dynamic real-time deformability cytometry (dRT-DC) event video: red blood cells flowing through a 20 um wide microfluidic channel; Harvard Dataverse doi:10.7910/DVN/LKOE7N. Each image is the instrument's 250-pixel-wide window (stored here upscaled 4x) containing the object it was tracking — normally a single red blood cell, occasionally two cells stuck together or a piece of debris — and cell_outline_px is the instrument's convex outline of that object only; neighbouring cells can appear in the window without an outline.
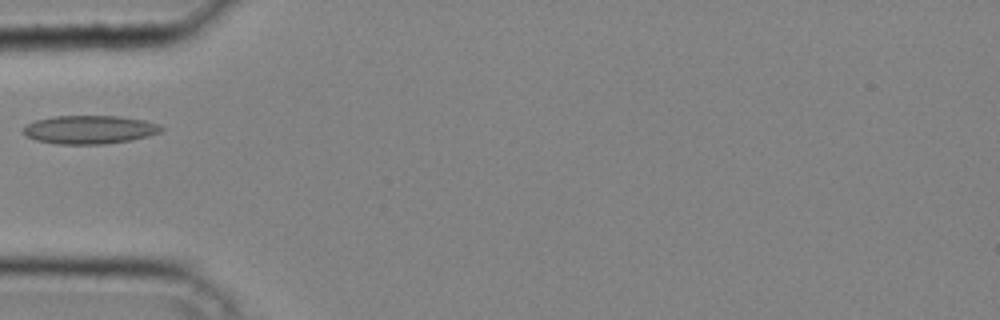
{"species": "common noctule bat (a hibernating species)", "species_latin": "Nyctalus noctula", "temperature_condition": "cold", "stored_images_in_passage": 24, "camera_frame_rate_fps": 3000, "um_per_image_px": 0.085, "animal": {"sex": "male", "body_mass_g": 20.4}, "frame": {"image": 1, "passage_image": 1, "time_ms": 0.0, "image_size_px": [1000, 320], "cell_outline_px": [[164, 128], [160, 132], [148, 136], [132, 140], [104, 144], [56, 144], [36, 140], [20, 132], [28, 124], [36, 120], [52, 116], [120, 116], [144, 120], [160, 124]], "centroid_in_image_um": [7.63, 11.02], "position_along_channel_um": 77.4, "area_um2": 22.95}}
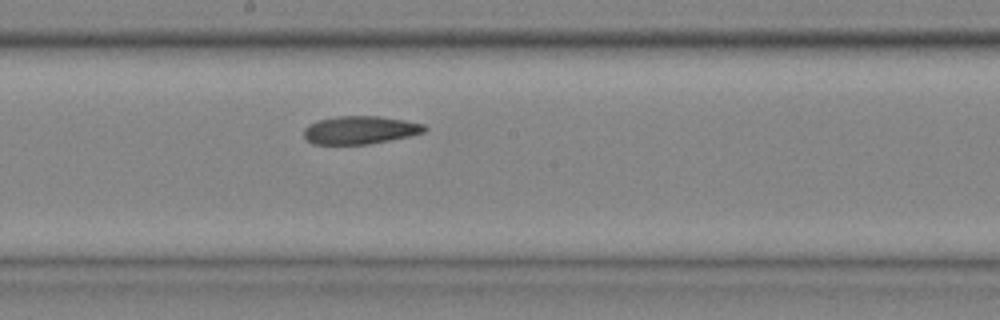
{"frame": {"image": 2, "passage_image": 10, "time_ms": 3.0, "image_size_px": [1000, 320], "cell_outline_px": [[428, 128], [424, 132], [408, 136], [368, 144], [312, 144], [304, 136], [304, 128], [308, 124], [320, 120], [336, 116], [380, 116], [404, 120], [424, 124]], "centroid_in_image_um": [30.6, 11.04], "position_along_channel_um": 217.6, "area_um2": 19.59}}
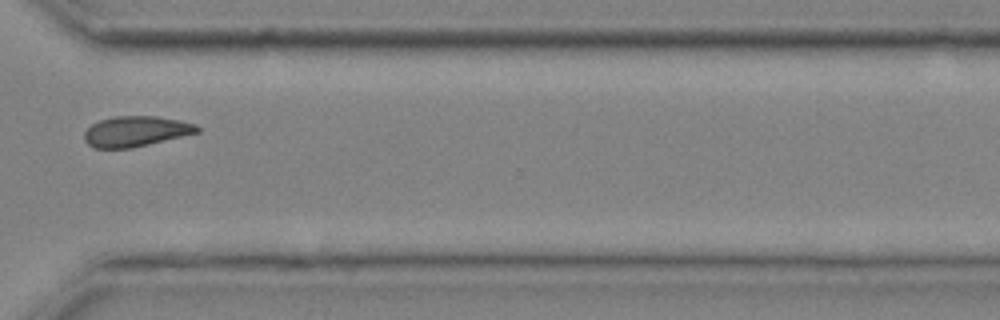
{"frame": {"image": 3, "passage_image": 19, "time_ms": 6.0, "image_size_px": [1000, 320], "cell_outline_px": [[200, 132], [132, 148], [92, 148], [84, 140], [84, 132], [92, 124], [100, 120], [112, 116], [156, 116], [180, 120], [196, 124], [200, 128]], "centroid_in_image_um": [11.54, 11.16], "position_along_channel_um": 359.1, "area_um2": 20.11}}